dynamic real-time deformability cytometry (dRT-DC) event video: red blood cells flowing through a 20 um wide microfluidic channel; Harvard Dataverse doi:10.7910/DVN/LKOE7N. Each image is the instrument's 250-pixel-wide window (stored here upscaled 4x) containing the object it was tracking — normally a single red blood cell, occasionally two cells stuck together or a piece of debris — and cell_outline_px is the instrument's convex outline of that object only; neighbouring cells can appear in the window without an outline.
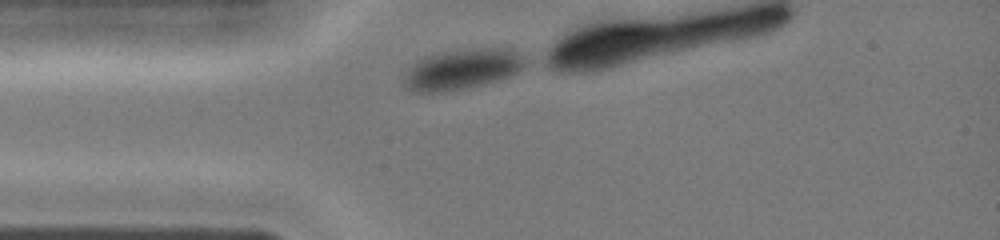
{"species": "common noctule bat (a hibernating species)", "species_latin": "Nyctalus noctula", "temperature_condition": "cold", "stored_images_in_passage": 6, "camera_frame_rate_fps": 3000, "um_per_image_px": 0.085, "animal": {"sex": "female", "body_mass_g": 19.0, "forearm_length_mm": 51.5}, "frame": {"image": 1, "passage_image": 1, "time_ms": 0.0, "image_size_px": [1000, 240], "cell_outline_px": [[528, 64], [516, 72], [508, 76], [480, 84], [440, 92], [412, 92], [404, 84], [404, 80], [408, 68], [424, 56], [444, 52], [468, 48], [512, 48], [528, 60]], "centroid_in_image_um": [39.3, 5.85], "position_along_channel_um": 45.7, "area_um2": 28.21}}
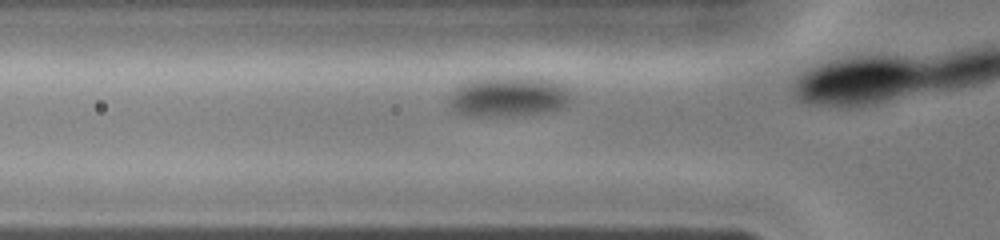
{"frame": {"image": 2, "passage_image": 4, "time_ms": 1.0, "image_size_px": [1000, 240], "cell_outline_px": [[568, 100], [564, 108], [544, 112], [516, 116], [468, 116], [456, 112], [448, 104], [448, 100], [460, 84], [468, 80], [484, 76], [532, 76], [548, 80], [564, 88], [568, 92]], "centroid_in_image_um": [43.14, 8.2], "position_along_channel_um": 82.7, "area_um2": 28.9}}